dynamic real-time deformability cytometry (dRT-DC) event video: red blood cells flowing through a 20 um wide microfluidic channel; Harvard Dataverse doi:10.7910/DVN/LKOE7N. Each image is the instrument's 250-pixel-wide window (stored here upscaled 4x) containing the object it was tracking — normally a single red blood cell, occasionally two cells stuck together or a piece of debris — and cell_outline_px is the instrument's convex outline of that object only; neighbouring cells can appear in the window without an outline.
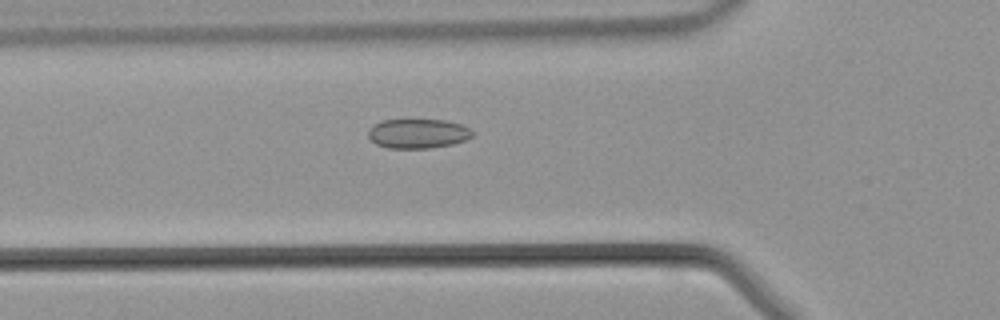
{"species": "common noctule bat (a hibernating species)", "species_latin": "Nyctalus noctula", "temperature_condition": "warm", "stored_images_in_passage": 36, "camera_frame_rate_fps": 3000, "um_per_image_px": 0.085, "animal": {"sex": "male", "body_mass_g": 21.5, "forearm_length_mm": 52.0}, "frame": {"image": 1, "passage_image": 9, "time_ms": 2.667, "image_size_px": [1000, 320], "cell_outline_px": [[476, 132], [472, 136], [464, 140], [452, 144], [428, 148], [388, 148], [376, 144], [368, 136], [368, 128], [372, 124], [380, 120], [444, 120], [464, 124], [472, 128]], "centroid_in_image_um": [35.54, 11.34], "position_along_channel_um": 90.3, "area_um2": 18.15}}
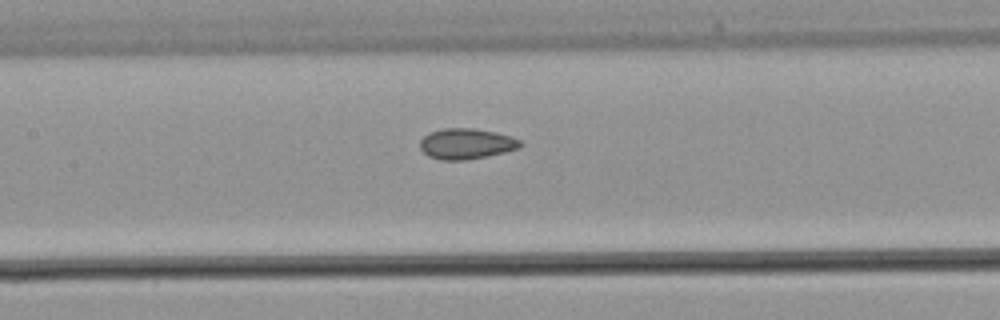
{"frame": {"image": 2, "passage_image": 14, "time_ms": 4.333, "image_size_px": [1000, 320], "cell_outline_px": [[524, 144], [520, 148], [504, 152], [464, 160], [440, 160], [428, 156], [420, 148], [420, 140], [428, 132], [444, 128], [472, 128], [496, 132], [520, 140]], "centroid_in_image_um": [39.61, 12.21], "position_along_channel_um": 167.8, "area_um2": 17.86}}
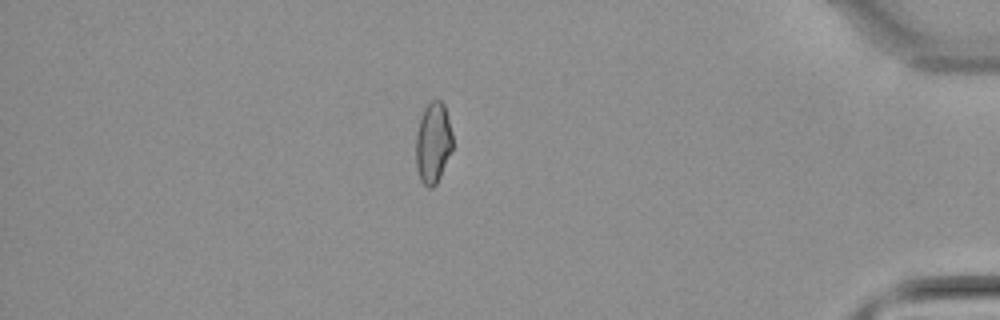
{"frame": {"image": 3, "passage_image": 32, "time_ms": 10.333, "image_size_px": [1000, 320], "cell_outline_px": [[452, 148], [440, 176], [436, 184], [432, 188], [428, 188], [420, 180], [416, 168], [416, 136], [420, 116], [424, 108], [432, 100], [440, 100], [444, 104], [452, 132]], "centroid_in_image_um": [36.8, 12.14], "position_along_channel_um": 398.4, "area_um2": 17.28}}